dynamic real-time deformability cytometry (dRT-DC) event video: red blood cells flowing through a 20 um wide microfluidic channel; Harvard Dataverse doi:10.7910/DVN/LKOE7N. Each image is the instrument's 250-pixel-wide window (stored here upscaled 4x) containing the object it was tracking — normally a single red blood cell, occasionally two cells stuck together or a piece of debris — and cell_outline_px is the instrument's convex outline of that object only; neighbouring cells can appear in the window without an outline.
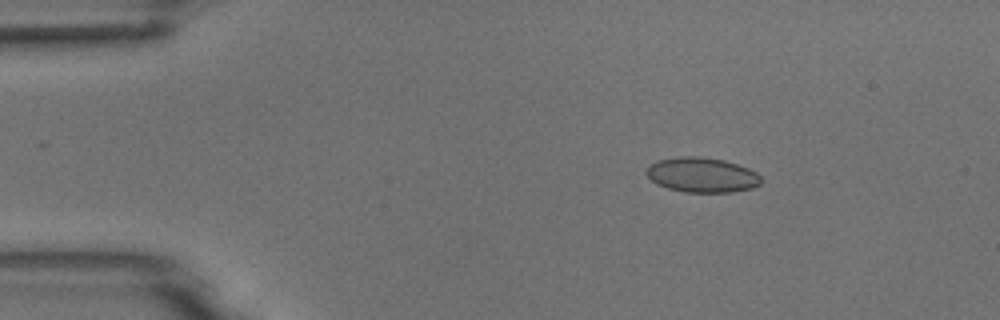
{"species": "common noctule bat (a hibernating species)", "species_latin": "Nyctalus noctula", "temperature_condition": "room temperature", "stored_images_in_passage": 4, "camera_frame_rate_fps": 3000, "um_per_image_px": 0.085, "animal": {"sex": "male", "body_mass_g": 18.8}, "frame": {"image": 1, "passage_image": 2, "time_ms": 1.0, "image_size_px": [1000, 320], "cell_outline_px": [[760, 184], [752, 188], [732, 192], [684, 192], [668, 188], [656, 184], [644, 172], [656, 160], [680, 156], [700, 156], [724, 160], [748, 168], [756, 172], [760, 176]], "centroid_in_image_um": [59.65, 14.86], "position_along_channel_um": 25.3, "area_um2": 23.29}}